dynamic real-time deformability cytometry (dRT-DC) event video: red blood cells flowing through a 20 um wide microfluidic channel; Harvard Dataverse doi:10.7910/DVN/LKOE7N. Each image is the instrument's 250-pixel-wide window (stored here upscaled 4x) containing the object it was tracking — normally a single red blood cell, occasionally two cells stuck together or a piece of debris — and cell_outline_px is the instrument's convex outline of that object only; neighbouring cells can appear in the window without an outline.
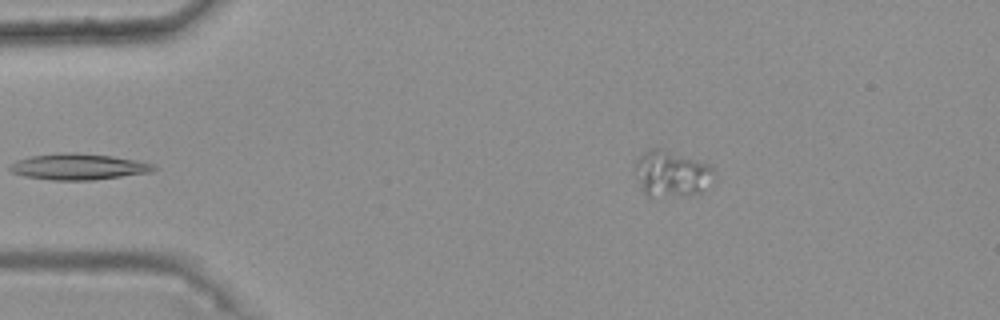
{"species": "common noctule bat (a hibernating species)", "species_latin": "Nyctalus noctula", "temperature_condition": "warm", "stored_images_in_passage": 45, "camera_frame_rate_fps": 3000, "um_per_image_px": 0.085, "animal": {"sex": "female", "body_mass_g": 25.1}, "frame": {"image": 1, "passage_image": 6, "time_ms": 1.667, "image_size_px": [1000, 320], "cell_outline_px": [[716, 172], [700, 192], [648, 196], [644, 192], [636, 168], [636, 160], [648, 148], [664, 148], [708, 164]], "centroid_in_image_um": [57.08, 14.69], "position_along_channel_um": 27.9, "area_um2": 20.17}}
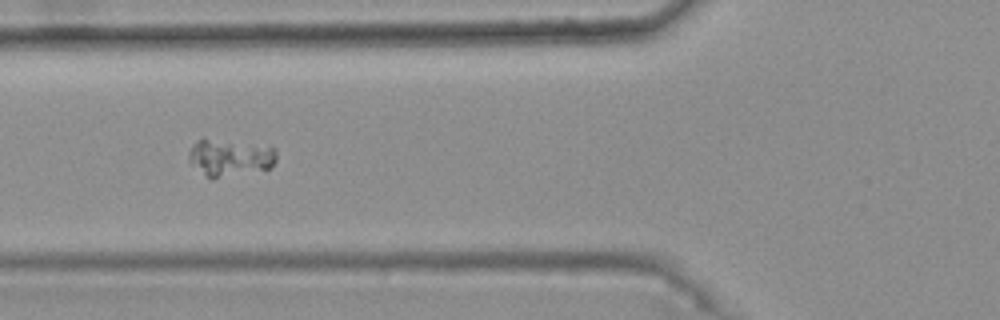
{"frame": {"image": 2, "passage_image": 17, "time_ms": 5.333, "image_size_px": [1000, 320], "cell_outline_px": [[276, 160], [268, 168], [212, 180], [188, 160], [188, 152], [192, 144], [200, 140], [208, 140], [272, 144], [276, 152]], "centroid_in_image_um": [19.59, 13.39], "position_along_channel_um": 106.2, "area_um2": 18.84}}
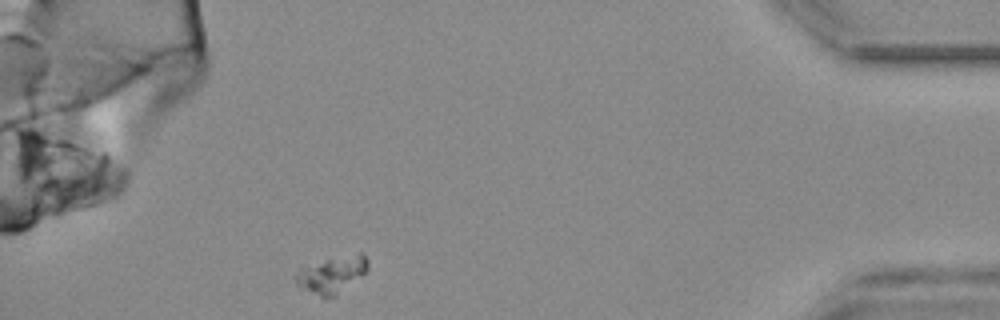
{"frame": {"image": 3, "passage_image": 45, "time_ms": 14.667, "image_size_px": [1000, 320], "cell_outline_px": [[368, 268], [360, 276], [336, 296], [320, 296], [296, 284], [296, 276], [300, 264], [360, 252], [368, 260]], "centroid_in_image_um": [28.17, 23.28], "position_along_channel_um": 407.0, "area_um2": 15.37}}